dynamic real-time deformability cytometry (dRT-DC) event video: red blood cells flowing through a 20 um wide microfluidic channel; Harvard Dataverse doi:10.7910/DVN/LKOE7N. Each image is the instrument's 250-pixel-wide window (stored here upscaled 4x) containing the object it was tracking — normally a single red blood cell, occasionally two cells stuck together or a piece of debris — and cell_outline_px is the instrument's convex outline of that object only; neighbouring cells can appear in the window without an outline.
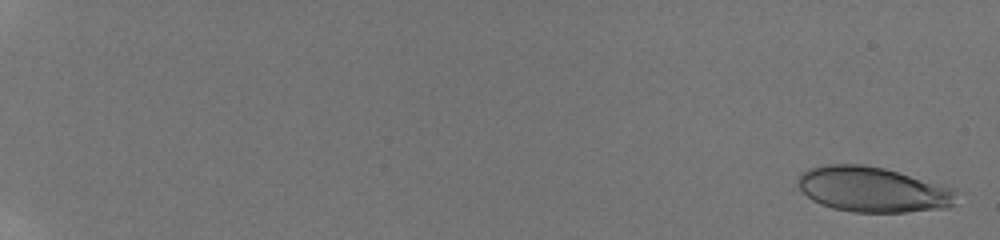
{"species": "human", "species_latin": "Homo sapiens", "temperature_condition": "room temperature", "stored_images_in_passage": 69, "camera_frame_rate_fps": 3000, "um_per_image_px": 0.085, "donor": {"sex": "male"}, "frame": {"image": 1, "passage_image": 2, "time_ms": 0.333, "image_size_px": [1000, 240], "cell_outline_px": [[964, 192], [956, 204], [948, 208], [904, 212], [852, 212], [832, 208], [820, 204], [812, 200], [796, 184], [800, 176], [808, 168], [828, 164], [860, 164], [884, 168], [944, 184]], "centroid_in_image_um": [74.31, 16.11], "position_along_channel_um": 10.7, "area_um2": 42.54}}
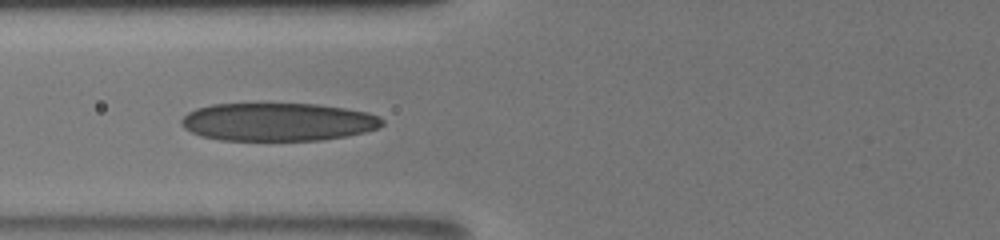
{"frame": {"image": 2, "passage_image": 44, "time_ms": 8.667, "image_size_px": [1000, 240], "cell_outline_px": [[384, 124], [380, 128], [348, 136], [320, 140], [220, 140], [200, 136], [184, 128], [180, 124], [180, 120], [188, 112], [196, 108], [212, 104], [316, 104], [344, 108], [368, 112], [380, 116], [384, 120]], "centroid_in_image_um": [23.64, 10.36], "position_along_channel_um": 102.2, "area_um2": 44.8}}
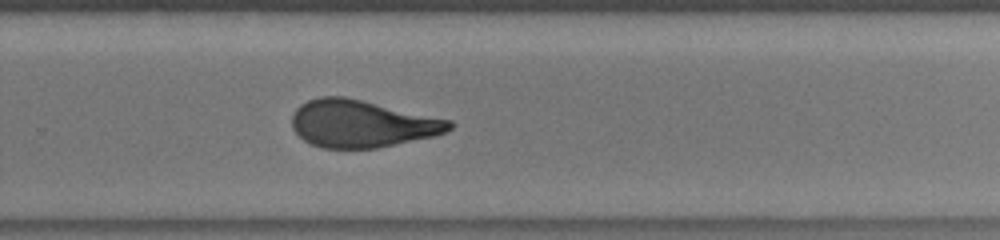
{"frame": {"image": 3, "passage_image": 69, "time_ms": 13.667, "image_size_px": [1000, 240], "cell_outline_px": [[456, 124], [452, 128], [436, 136], [376, 148], [320, 148], [304, 140], [292, 128], [292, 116], [296, 108], [300, 104], [308, 100], [320, 96], [344, 96], [452, 120]], "centroid_in_image_um": [30.76, 10.51], "position_along_channel_um": 299.0, "area_um2": 43.47}}